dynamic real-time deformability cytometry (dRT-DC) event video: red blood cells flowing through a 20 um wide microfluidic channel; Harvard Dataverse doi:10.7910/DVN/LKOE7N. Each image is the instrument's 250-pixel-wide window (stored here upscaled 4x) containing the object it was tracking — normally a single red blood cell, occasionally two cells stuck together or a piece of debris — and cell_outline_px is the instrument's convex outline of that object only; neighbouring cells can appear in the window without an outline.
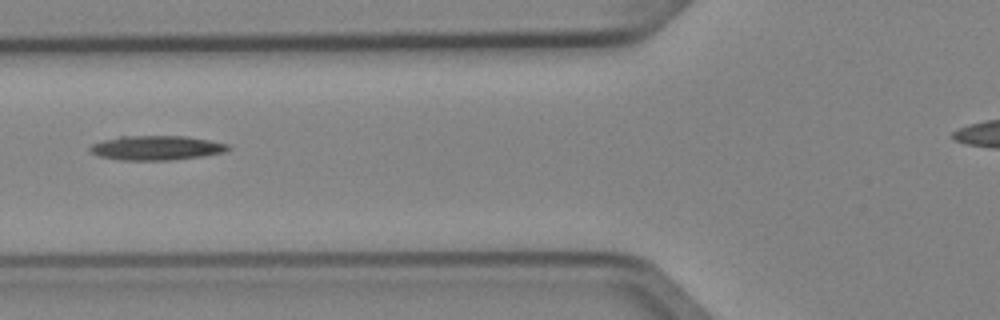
{"species": "Egyptian fruit bat (a non-hibernating species)", "species_latin": "Rousettus aegyptiacus", "temperature_condition": "cold", "stored_images_in_passage": 2, "camera_frame_rate_fps": 3000, "um_per_image_px": 0.085, "animal": {"sex": "female"}, "frame": {"image": 1, "passage_image": 2, "time_ms": 0.333, "image_size_px": [1000, 320], "cell_outline_px": [[232, 148], [224, 152], [204, 156], [172, 160], [120, 160], [100, 156], [88, 152], [88, 148], [92, 144], [104, 140], [120, 136], [188, 136], [228, 144]], "centroid_in_image_um": [13.29, 12.57], "position_along_channel_um": 112.5, "area_um2": 19.77}}